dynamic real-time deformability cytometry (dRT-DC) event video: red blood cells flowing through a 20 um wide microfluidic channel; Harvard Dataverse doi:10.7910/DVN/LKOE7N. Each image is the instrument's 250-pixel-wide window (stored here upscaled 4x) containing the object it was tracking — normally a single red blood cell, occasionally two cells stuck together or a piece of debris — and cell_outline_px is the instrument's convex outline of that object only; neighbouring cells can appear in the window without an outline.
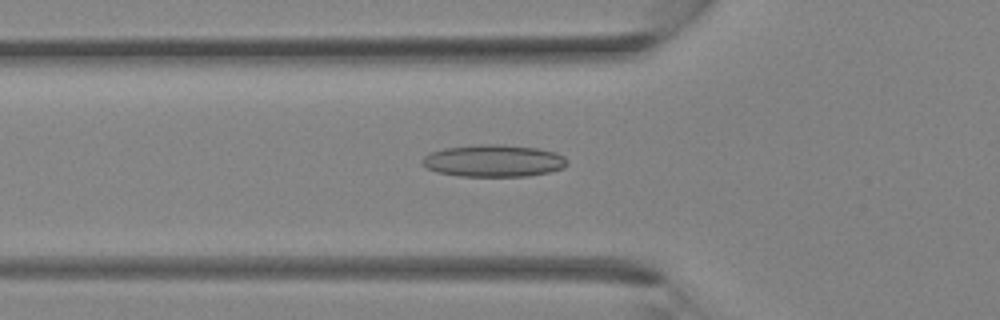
{"species": "Egyptian fruit bat (a non-hibernating species)", "species_latin": "Rousettus aegyptiacus", "temperature_condition": "room temperature", "stored_images_in_passage": 33, "camera_frame_rate_fps": 3000, "um_per_image_px": 0.085, "animal": {"sex": "female"}, "frame": {"image": 1, "passage_image": 12, "time_ms": 3.667, "image_size_px": [1000, 320], "cell_outline_px": [[568, 164], [564, 168], [548, 172], [528, 176], [460, 176], [436, 172], [428, 168], [420, 160], [428, 152], [444, 148], [480, 144], [500, 144], [536, 148], [556, 152], [564, 156], [568, 160]], "centroid_in_image_um": [41.96, 13.66], "position_along_channel_um": 83.8, "area_um2": 27.28}}
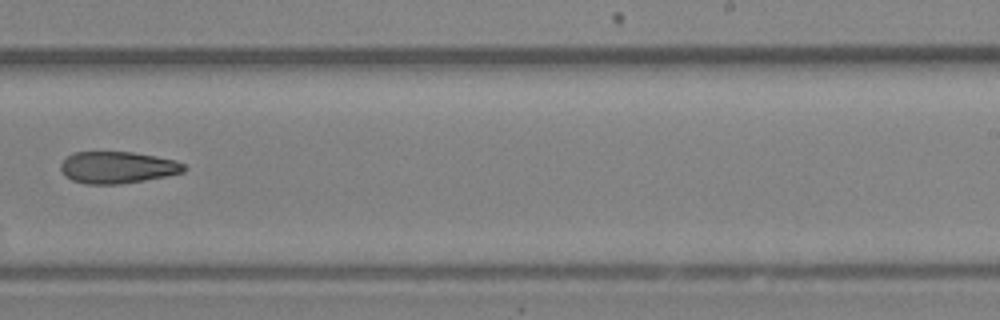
{"frame": {"image": 2, "passage_image": 22, "time_ms": 7.0, "image_size_px": [1000, 320], "cell_outline_px": [[184, 172], [144, 180], [120, 184], [88, 184], [72, 180], [64, 176], [60, 168], [60, 164], [72, 152], [132, 152], [156, 156], [176, 160], [184, 164]], "centroid_in_image_um": [9.95, 14.23], "position_along_channel_um": 279.0, "area_um2": 22.77}}
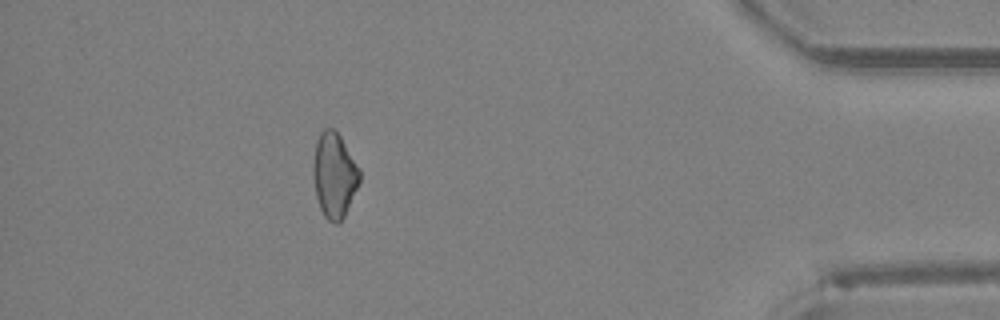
{"frame": {"image": 3, "passage_image": 31, "time_ms": 10.0, "image_size_px": [1000, 320], "cell_outline_px": [[360, 180], [344, 216], [336, 224], [328, 220], [324, 216], [320, 208], [316, 196], [312, 176], [312, 168], [316, 140], [320, 132], [324, 128], [332, 128], [340, 136], [360, 168]], "centroid_in_image_um": [28.39, 14.87], "position_along_channel_um": 406.8, "area_um2": 22.95}}